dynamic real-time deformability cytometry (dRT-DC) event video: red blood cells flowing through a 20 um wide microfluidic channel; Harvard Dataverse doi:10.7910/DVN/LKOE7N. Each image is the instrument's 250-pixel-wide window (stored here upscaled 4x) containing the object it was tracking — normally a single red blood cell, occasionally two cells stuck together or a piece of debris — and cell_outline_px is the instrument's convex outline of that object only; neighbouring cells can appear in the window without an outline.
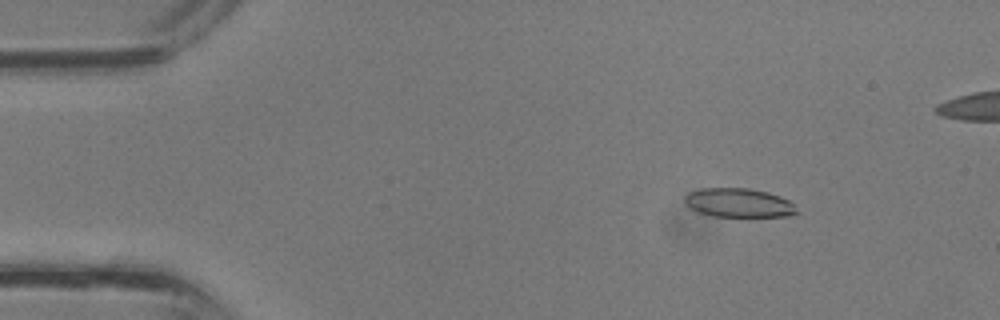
{"species": "common noctule bat (a hibernating species)", "species_latin": "Nyctalus noctula", "temperature_condition": "room temperature", "stored_images_in_passage": 38, "segment_of_instrument_passage": [1, 2], "camera_frame_rate_fps": 3000, "um_per_image_px": 0.085, "animal": {"sex": "male", "body_mass_g": 13.3}, "frame": {"image": 1, "passage_image": 5, "time_ms": 1.333, "image_size_px": [1000, 320], "cell_outline_px": [[800, 212], [788, 216], [712, 216], [700, 212], [692, 208], [684, 200], [684, 196], [688, 192], [704, 188], [748, 188], [768, 192], [780, 196], [788, 200]], "centroid_in_image_um": [62.81, 17.23], "position_along_channel_um": 22.2, "area_um2": 18.73}}
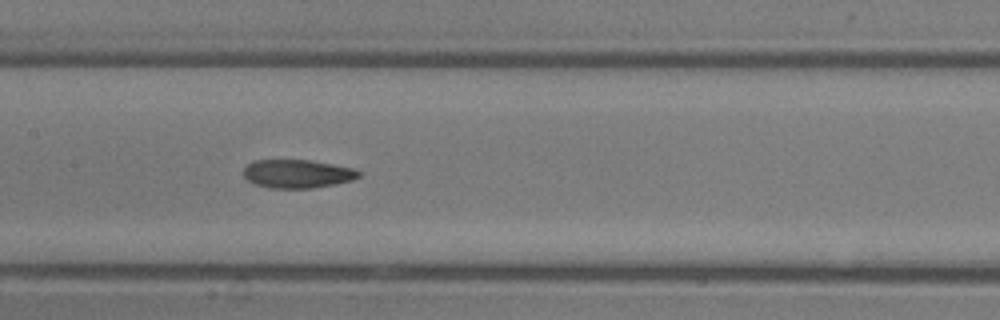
{"frame": {"image": 2, "passage_image": 18, "time_ms": 5.667, "image_size_px": [1000, 320], "cell_outline_px": [[360, 176], [352, 180], [312, 188], [268, 188], [256, 184], [248, 180], [244, 176], [244, 168], [248, 164], [256, 160], [308, 160], [332, 164], [352, 168], [360, 172]], "centroid_in_image_um": [25.26, 14.77], "position_along_channel_um": 182.1, "area_um2": 18.84}}
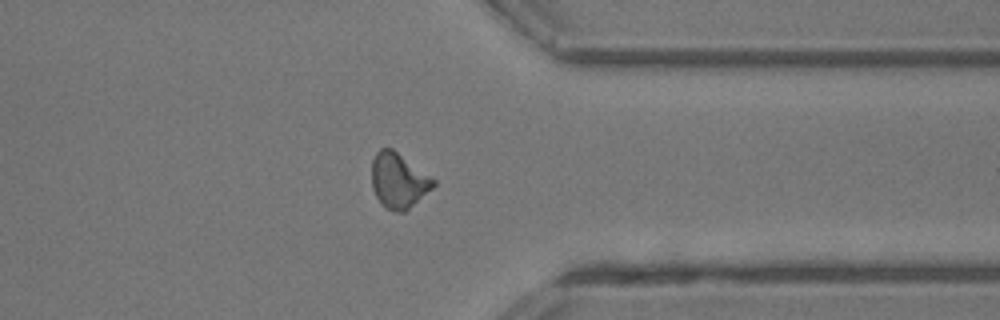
{"frame": {"image": 3, "passage_image": 29, "time_ms": 9.333, "image_size_px": [1000, 320], "cell_outline_px": [[436, 184], [432, 188], [404, 212], [396, 212], [388, 208], [376, 196], [372, 188], [372, 160], [376, 152], [380, 148], [392, 148], [436, 180]], "centroid_in_image_um": [33.87, 15.32], "position_along_channel_um": 377.5, "area_um2": 19.48}}